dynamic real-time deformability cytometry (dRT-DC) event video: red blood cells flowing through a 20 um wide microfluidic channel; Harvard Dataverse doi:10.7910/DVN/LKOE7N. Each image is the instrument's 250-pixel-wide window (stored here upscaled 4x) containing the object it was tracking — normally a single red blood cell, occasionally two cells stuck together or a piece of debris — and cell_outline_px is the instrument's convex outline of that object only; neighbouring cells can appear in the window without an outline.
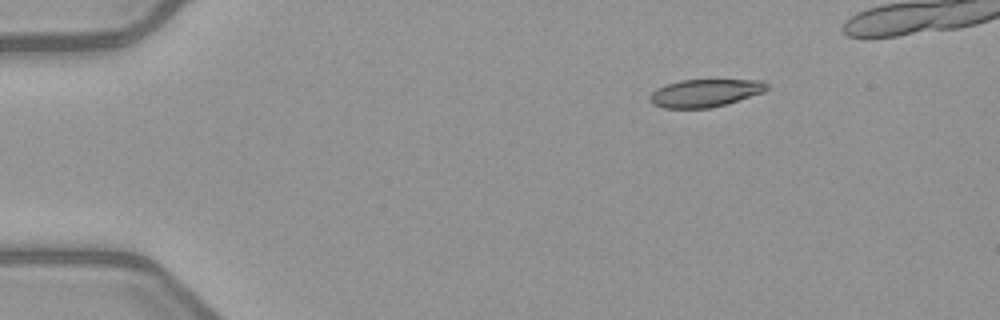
{"species": "common noctule bat (a hibernating species)", "species_latin": "Nyctalus noctula", "temperature_condition": "warm", "stored_images_in_passage": 4, "camera_frame_rate_fps": 3000, "um_per_image_px": 0.085, "animal": {"sex": "female", "body_mass_g": 21.9}, "frame": {"image": 1, "passage_image": 1, "time_ms": 0.0, "image_size_px": [1000, 320], "cell_outline_px": [[772, 88], [764, 92], [724, 104], [708, 108], [664, 108], [652, 104], [648, 100], [648, 96], [656, 88], [664, 84], [680, 80], [764, 80]], "centroid_in_image_um": [59.91, 7.89], "position_along_channel_um": 25.1, "area_um2": 19.07}}